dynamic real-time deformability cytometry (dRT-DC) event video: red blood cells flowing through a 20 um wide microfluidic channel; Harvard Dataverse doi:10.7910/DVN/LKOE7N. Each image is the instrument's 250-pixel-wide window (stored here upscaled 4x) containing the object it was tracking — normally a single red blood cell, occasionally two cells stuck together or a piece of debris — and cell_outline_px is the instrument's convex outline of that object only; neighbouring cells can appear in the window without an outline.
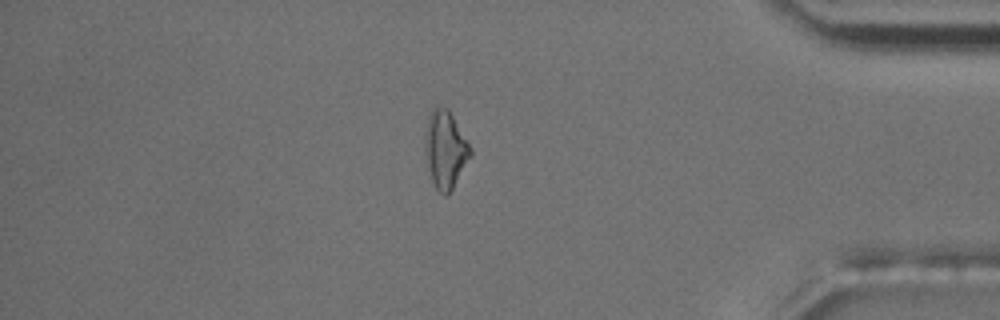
{"species": "common noctule bat (a hibernating species)", "species_latin": "Nyctalus noctula", "temperature_condition": "room temperature", "stored_images_in_passage": 55, "camera_frame_rate_fps": 3000, "um_per_image_px": 0.085, "animal": {"sex": "male", "body_mass_g": 17.5, "forearm_length_mm": 52.3}, "frame": {"image": 1, "passage_image": 47, "time_ms": 15.333, "image_size_px": [1000, 320], "cell_outline_px": [[472, 156], [452, 188], [444, 196], [436, 188], [432, 180], [428, 168], [424, 152], [428, 116], [432, 108], [436, 104], [448, 108], [472, 148]], "centroid_in_image_um": [37.86, 12.66], "position_along_channel_um": 397.3, "area_um2": 20.46}}